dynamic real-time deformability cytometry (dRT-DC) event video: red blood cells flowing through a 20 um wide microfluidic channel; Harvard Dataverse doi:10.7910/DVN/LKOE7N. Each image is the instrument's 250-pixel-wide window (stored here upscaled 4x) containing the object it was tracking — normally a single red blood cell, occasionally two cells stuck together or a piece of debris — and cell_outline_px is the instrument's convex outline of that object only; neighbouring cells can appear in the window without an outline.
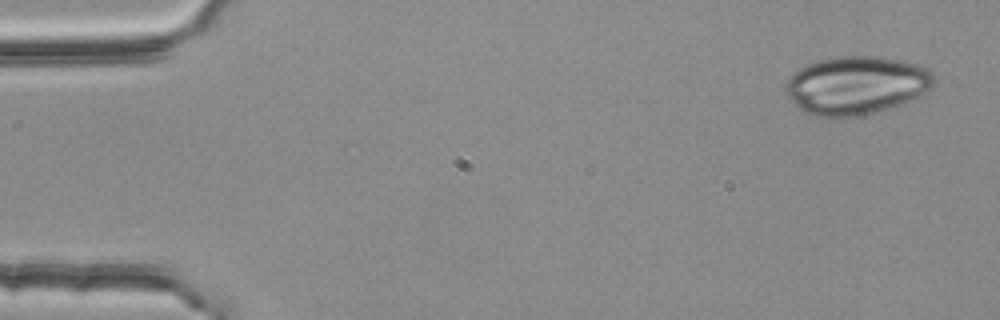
{"species": "common noctule bat (a hibernating species)", "species_latin": "Nyctalus noctula", "temperature_condition": "room temperature", "stored_images_in_passage": 2, "camera_frame_rate_fps": 3000, "um_per_image_px": 0.085, "animal": {"sex": "female", "body_mass_g": 25.1}, "frame": {"image": 1, "passage_image": 2, "time_ms": 0.333, "image_size_px": [1000, 320], "cell_outline_px": [[936, 80], [932, 88], [920, 96], [912, 100], [888, 108], [872, 112], [852, 116], [812, 116], [804, 112], [784, 92], [784, 84], [800, 68], [808, 64], [820, 60], [836, 56], [880, 56], [900, 60], [916, 64], [928, 68], [936, 76]], "centroid_in_image_um": [72.82, 7.23], "position_along_channel_um": 12.2, "area_um2": 50.23}}